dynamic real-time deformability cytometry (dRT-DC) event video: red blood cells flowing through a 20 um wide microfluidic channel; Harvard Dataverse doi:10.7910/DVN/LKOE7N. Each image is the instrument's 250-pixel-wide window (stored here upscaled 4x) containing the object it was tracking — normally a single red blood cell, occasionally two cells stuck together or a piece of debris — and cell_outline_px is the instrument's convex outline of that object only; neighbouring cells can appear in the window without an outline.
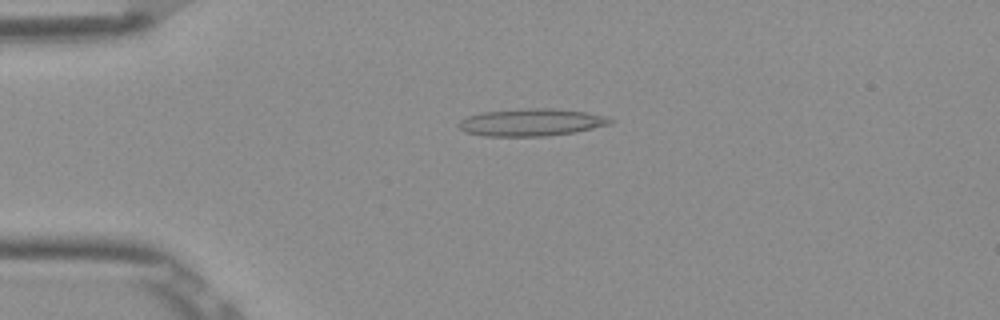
{"species": "Egyptian fruit bat (a non-hibernating species)", "species_latin": "Rousettus aegyptiacus", "temperature_condition": "room temperature", "stored_images_in_passage": 52, "camera_frame_rate_fps": 3000, "um_per_image_px": 0.085, "frame": {"image": 1, "passage_image": 12, "time_ms": 3.667, "image_size_px": [1000, 320], "cell_outline_px": [[616, 120], [612, 124], [576, 132], [548, 136], [484, 136], [464, 132], [460, 128], [460, 120], [468, 116], [480, 112], [520, 108], [552, 108], [584, 112], [604, 116]], "centroid_in_image_um": [45.18, 10.4], "position_along_channel_um": 39.8, "area_um2": 24.33}}
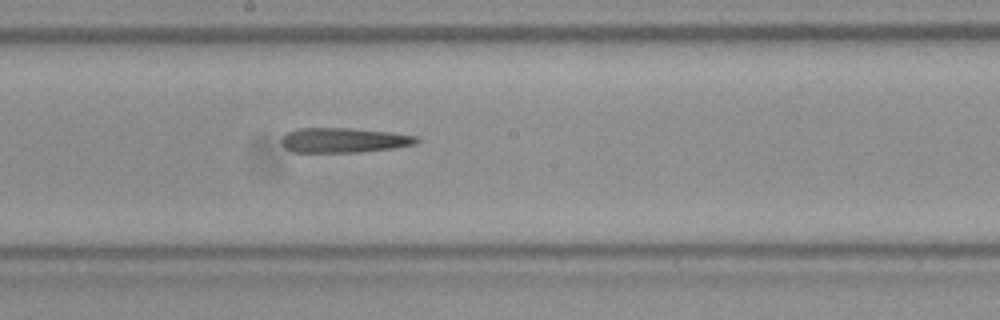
{"frame": {"image": 2, "passage_image": 28, "time_ms": 9.0, "image_size_px": [1000, 320], "cell_outline_px": [[420, 140], [416, 144], [396, 148], [360, 152], [292, 152], [284, 148], [280, 140], [288, 132], [296, 128], [348, 128], [392, 132], [416, 136]], "centroid_in_image_um": [29.23, 11.92], "position_along_channel_um": 219.0, "area_um2": 19.71}}
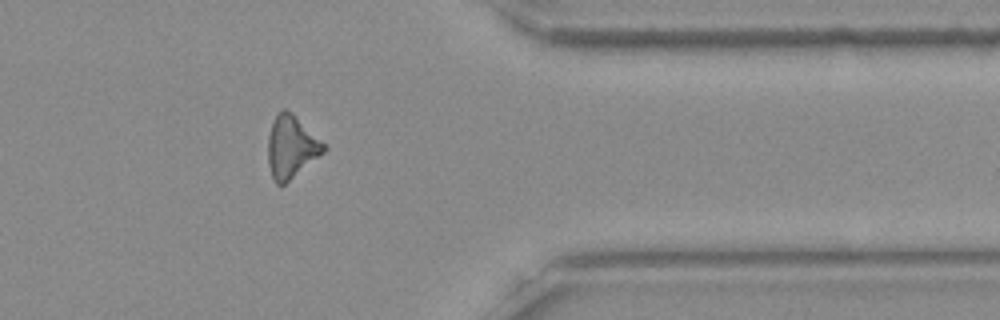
{"frame": {"image": 3, "passage_image": 42, "time_ms": 13.667, "image_size_px": [1000, 320], "cell_outline_px": [[328, 148], [324, 152], [284, 184], [276, 184], [272, 176], [268, 164], [268, 136], [272, 120], [276, 112], [280, 108], [284, 108], [292, 112], [328, 144]], "centroid_in_image_um": [24.77, 12.41], "position_along_channel_um": 386.6, "area_um2": 20.63}}